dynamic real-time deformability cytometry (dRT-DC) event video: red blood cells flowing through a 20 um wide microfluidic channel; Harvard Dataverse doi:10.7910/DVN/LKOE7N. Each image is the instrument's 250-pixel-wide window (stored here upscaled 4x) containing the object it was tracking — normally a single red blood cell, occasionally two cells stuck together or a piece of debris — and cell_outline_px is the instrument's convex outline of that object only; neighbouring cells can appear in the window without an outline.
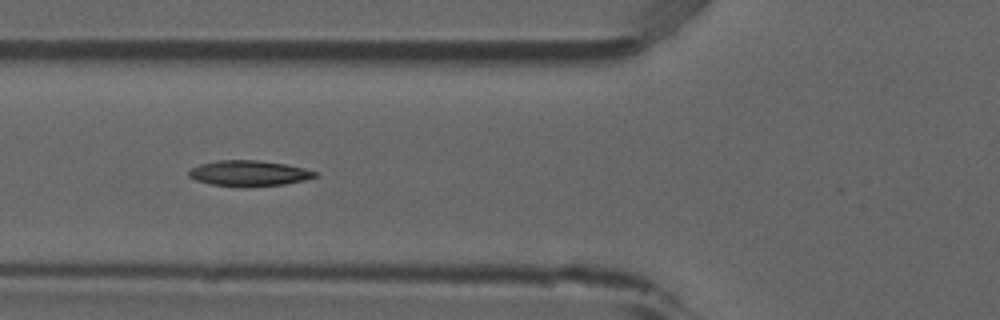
{"species": "common noctule bat (a hibernating species)", "species_latin": "Nyctalus noctula", "temperature_condition": "room temperature", "stored_images_in_passage": 9, "camera_frame_rate_fps": 3000, "um_per_image_px": 0.085, "animal": {"sex": "male", "forearm_length_mm": 52.5}, "frame": {"image": 1, "passage_image": 6, "time_ms": 1.667, "image_size_px": [1000, 320], "cell_outline_px": [[320, 176], [304, 180], [284, 184], [212, 184], [196, 180], [188, 176], [188, 172], [192, 168], [200, 164], [216, 160], [256, 160], [284, 164], [304, 168], [320, 172]], "centroid_in_image_um": [21.21, 14.68], "position_along_channel_um": 104.6, "area_um2": 18.03}}
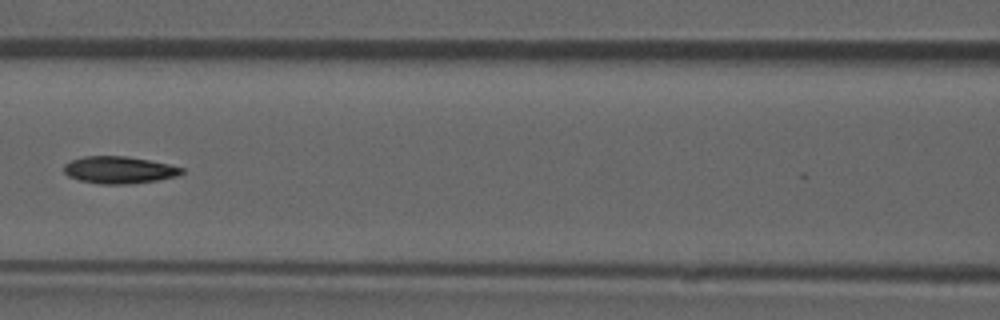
{"frame": {"image": 2, "passage_image": 7, "time_ms": 2.0, "image_size_px": [1000, 320], "cell_outline_px": [[184, 172], [176, 176], [156, 180], [128, 184], [100, 184], [80, 180], [68, 176], [64, 172], [64, 164], [72, 160], [84, 156], [128, 156], [168, 164], [184, 168]], "centroid_in_image_um": [10.11, 14.44], "position_along_channel_um": 156.5, "area_um2": 18.5}}